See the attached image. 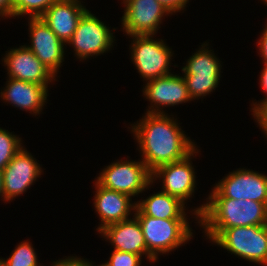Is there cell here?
<instances>
[{
  "instance_id": "cell-1",
  "label": "cell",
  "mask_w": 267,
  "mask_h": 266,
  "mask_svg": "<svg viewBox=\"0 0 267 266\" xmlns=\"http://www.w3.org/2000/svg\"><path fill=\"white\" fill-rule=\"evenodd\" d=\"M142 117L132 124L131 132L139 145L141 160L150 172L159 166L183 160L196 149L195 143L168 113L146 112Z\"/></svg>"
},
{
  "instance_id": "cell-2",
  "label": "cell",
  "mask_w": 267,
  "mask_h": 266,
  "mask_svg": "<svg viewBox=\"0 0 267 266\" xmlns=\"http://www.w3.org/2000/svg\"><path fill=\"white\" fill-rule=\"evenodd\" d=\"M193 211L197 223L205 230L267 225V206L249 199L208 196L207 202Z\"/></svg>"
},
{
  "instance_id": "cell-3",
  "label": "cell",
  "mask_w": 267,
  "mask_h": 266,
  "mask_svg": "<svg viewBox=\"0 0 267 266\" xmlns=\"http://www.w3.org/2000/svg\"><path fill=\"white\" fill-rule=\"evenodd\" d=\"M205 236L223 249L249 262L267 266V225L204 230Z\"/></svg>"
},
{
  "instance_id": "cell-4",
  "label": "cell",
  "mask_w": 267,
  "mask_h": 266,
  "mask_svg": "<svg viewBox=\"0 0 267 266\" xmlns=\"http://www.w3.org/2000/svg\"><path fill=\"white\" fill-rule=\"evenodd\" d=\"M134 216L138 219L147 251L157 260L159 253L166 254L186 244L193 237L187 219H159L144 215L137 207Z\"/></svg>"
},
{
  "instance_id": "cell-5",
  "label": "cell",
  "mask_w": 267,
  "mask_h": 266,
  "mask_svg": "<svg viewBox=\"0 0 267 266\" xmlns=\"http://www.w3.org/2000/svg\"><path fill=\"white\" fill-rule=\"evenodd\" d=\"M205 43L192 54L181 70L192 100L203 98L213 92L221 78V61L215 56L214 51L208 50V43Z\"/></svg>"
},
{
  "instance_id": "cell-6",
  "label": "cell",
  "mask_w": 267,
  "mask_h": 266,
  "mask_svg": "<svg viewBox=\"0 0 267 266\" xmlns=\"http://www.w3.org/2000/svg\"><path fill=\"white\" fill-rule=\"evenodd\" d=\"M153 34L132 35L131 59L139 74L147 82L171 74L173 52L164 40H153Z\"/></svg>"
},
{
  "instance_id": "cell-7",
  "label": "cell",
  "mask_w": 267,
  "mask_h": 266,
  "mask_svg": "<svg viewBox=\"0 0 267 266\" xmlns=\"http://www.w3.org/2000/svg\"><path fill=\"white\" fill-rule=\"evenodd\" d=\"M96 178V182L109 190L135 197L151 187V172L143 161L120 160L108 165Z\"/></svg>"
},
{
  "instance_id": "cell-8",
  "label": "cell",
  "mask_w": 267,
  "mask_h": 266,
  "mask_svg": "<svg viewBox=\"0 0 267 266\" xmlns=\"http://www.w3.org/2000/svg\"><path fill=\"white\" fill-rule=\"evenodd\" d=\"M104 22L87 10L80 18L73 36L67 42L81 60L98 56L113 47L115 36Z\"/></svg>"
},
{
  "instance_id": "cell-9",
  "label": "cell",
  "mask_w": 267,
  "mask_h": 266,
  "mask_svg": "<svg viewBox=\"0 0 267 266\" xmlns=\"http://www.w3.org/2000/svg\"><path fill=\"white\" fill-rule=\"evenodd\" d=\"M209 196H224L264 203L267 206V176L240 168L218 181Z\"/></svg>"
},
{
  "instance_id": "cell-10",
  "label": "cell",
  "mask_w": 267,
  "mask_h": 266,
  "mask_svg": "<svg viewBox=\"0 0 267 266\" xmlns=\"http://www.w3.org/2000/svg\"><path fill=\"white\" fill-rule=\"evenodd\" d=\"M122 3L125 9L121 24L128 36L155 35L163 17L171 15L158 0H123Z\"/></svg>"
},
{
  "instance_id": "cell-11",
  "label": "cell",
  "mask_w": 267,
  "mask_h": 266,
  "mask_svg": "<svg viewBox=\"0 0 267 266\" xmlns=\"http://www.w3.org/2000/svg\"><path fill=\"white\" fill-rule=\"evenodd\" d=\"M198 150L196 148L183 160L156 168L151 172V182L162 179V192L180 199L183 203H187L185 201L190 199L195 192L196 173L192 166L191 157H195L199 152Z\"/></svg>"
},
{
  "instance_id": "cell-12",
  "label": "cell",
  "mask_w": 267,
  "mask_h": 266,
  "mask_svg": "<svg viewBox=\"0 0 267 266\" xmlns=\"http://www.w3.org/2000/svg\"><path fill=\"white\" fill-rule=\"evenodd\" d=\"M41 173L40 164L23 146L2 171L6 202L26 192Z\"/></svg>"
},
{
  "instance_id": "cell-13",
  "label": "cell",
  "mask_w": 267,
  "mask_h": 266,
  "mask_svg": "<svg viewBox=\"0 0 267 266\" xmlns=\"http://www.w3.org/2000/svg\"><path fill=\"white\" fill-rule=\"evenodd\" d=\"M29 20L31 45L27 47L56 76L61 63L64 61L66 44L54 34L40 17L29 18Z\"/></svg>"
},
{
  "instance_id": "cell-14",
  "label": "cell",
  "mask_w": 267,
  "mask_h": 266,
  "mask_svg": "<svg viewBox=\"0 0 267 266\" xmlns=\"http://www.w3.org/2000/svg\"><path fill=\"white\" fill-rule=\"evenodd\" d=\"M145 85L143 95L151 102L147 113H165L162 110L164 106L169 107L192 101L183 76L178 74L171 73L158 77L147 81Z\"/></svg>"
},
{
  "instance_id": "cell-15",
  "label": "cell",
  "mask_w": 267,
  "mask_h": 266,
  "mask_svg": "<svg viewBox=\"0 0 267 266\" xmlns=\"http://www.w3.org/2000/svg\"><path fill=\"white\" fill-rule=\"evenodd\" d=\"M3 57L9 78L48 85L55 81V75L45 67L34 53L26 46L6 51Z\"/></svg>"
},
{
  "instance_id": "cell-16",
  "label": "cell",
  "mask_w": 267,
  "mask_h": 266,
  "mask_svg": "<svg viewBox=\"0 0 267 266\" xmlns=\"http://www.w3.org/2000/svg\"><path fill=\"white\" fill-rule=\"evenodd\" d=\"M98 233L111 242L114 250L125 251L147 256V260L155 263L157 260L147 251L143 231L138 219L133 218L107 225Z\"/></svg>"
},
{
  "instance_id": "cell-17",
  "label": "cell",
  "mask_w": 267,
  "mask_h": 266,
  "mask_svg": "<svg viewBox=\"0 0 267 266\" xmlns=\"http://www.w3.org/2000/svg\"><path fill=\"white\" fill-rule=\"evenodd\" d=\"M87 10L80 0H58L40 18L62 42L67 44Z\"/></svg>"
},
{
  "instance_id": "cell-18",
  "label": "cell",
  "mask_w": 267,
  "mask_h": 266,
  "mask_svg": "<svg viewBox=\"0 0 267 266\" xmlns=\"http://www.w3.org/2000/svg\"><path fill=\"white\" fill-rule=\"evenodd\" d=\"M47 88L48 85L8 77L5 88L0 92V97L12 106L29 111L33 115H39L47 102Z\"/></svg>"
},
{
  "instance_id": "cell-19",
  "label": "cell",
  "mask_w": 267,
  "mask_h": 266,
  "mask_svg": "<svg viewBox=\"0 0 267 266\" xmlns=\"http://www.w3.org/2000/svg\"><path fill=\"white\" fill-rule=\"evenodd\" d=\"M96 194L94 196V207L99 215L101 224L96 229L98 232L107 225L129 219V215L136 209L132 197L113 190L106 189L95 182Z\"/></svg>"
},
{
  "instance_id": "cell-20",
  "label": "cell",
  "mask_w": 267,
  "mask_h": 266,
  "mask_svg": "<svg viewBox=\"0 0 267 266\" xmlns=\"http://www.w3.org/2000/svg\"><path fill=\"white\" fill-rule=\"evenodd\" d=\"M136 207L144 214L159 219H187L185 203L180 199L159 191L146 199L136 202Z\"/></svg>"
},
{
  "instance_id": "cell-21",
  "label": "cell",
  "mask_w": 267,
  "mask_h": 266,
  "mask_svg": "<svg viewBox=\"0 0 267 266\" xmlns=\"http://www.w3.org/2000/svg\"><path fill=\"white\" fill-rule=\"evenodd\" d=\"M32 243L28 240L19 243L9 258L3 259L5 266H41Z\"/></svg>"
},
{
  "instance_id": "cell-22",
  "label": "cell",
  "mask_w": 267,
  "mask_h": 266,
  "mask_svg": "<svg viewBox=\"0 0 267 266\" xmlns=\"http://www.w3.org/2000/svg\"><path fill=\"white\" fill-rule=\"evenodd\" d=\"M58 0H13V17L29 14L28 18L41 17Z\"/></svg>"
},
{
  "instance_id": "cell-23",
  "label": "cell",
  "mask_w": 267,
  "mask_h": 266,
  "mask_svg": "<svg viewBox=\"0 0 267 266\" xmlns=\"http://www.w3.org/2000/svg\"><path fill=\"white\" fill-rule=\"evenodd\" d=\"M21 139L0 128V170L3 171L14 155L23 147Z\"/></svg>"
},
{
  "instance_id": "cell-24",
  "label": "cell",
  "mask_w": 267,
  "mask_h": 266,
  "mask_svg": "<svg viewBox=\"0 0 267 266\" xmlns=\"http://www.w3.org/2000/svg\"><path fill=\"white\" fill-rule=\"evenodd\" d=\"M142 257L125 251L113 250L106 266H141Z\"/></svg>"
},
{
  "instance_id": "cell-25",
  "label": "cell",
  "mask_w": 267,
  "mask_h": 266,
  "mask_svg": "<svg viewBox=\"0 0 267 266\" xmlns=\"http://www.w3.org/2000/svg\"><path fill=\"white\" fill-rule=\"evenodd\" d=\"M254 105V106H253ZM252 115L256 119V122L262 128L263 132L267 133V99H263L260 102H253Z\"/></svg>"
},
{
  "instance_id": "cell-26",
  "label": "cell",
  "mask_w": 267,
  "mask_h": 266,
  "mask_svg": "<svg viewBox=\"0 0 267 266\" xmlns=\"http://www.w3.org/2000/svg\"><path fill=\"white\" fill-rule=\"evenodd\" d=\"M168 11L173 14L185 9L187 2L189 0H158Z\"/></svg>"
},
{
  "instance_id": "cell-27",
  "label": "cell",
  "mask_w": 267,
  "mask_h": 266,
  "mask_svg": "<svg viewBox=\"0 0 267 266\" xmlns=\"http://www.w3.org/2000/svg\"><path fill=\"white\" fill-rule=\"evenodd\" d=\"M56 266H90V262L84 258L69 256L56 261Z\"/></svg>"
},
{
  "instance_id": "cell-28",
  "label": "cell",
  "mask_w": 267,
  "mask_h": 266,
  "mask_svg": "<svg viewBox=\"0 0 267 266\" xmlns=\"http://www.w3.org/2000/svg\"><path fill=\"white\" fill-rule=\"evenodd\" d=\"M259 53L263 59L264 65H267V24L265 25L264 31L258 40Z\"/></svg>"
},
{
  "instance_id": "cell-29",
  "label": "cell",
  "mask_w": 267,
  "mask_h": 266,
  "mask_svg": "<svg viewBox=\"0 0 267 266\" xmlns=\"http://www.w3.org/2000/svg\"><path fill=\"white\" fill-rule=\"evenodd\" d=\"M0 17H13V0H0Z\"/></svg>"
},
{
  "instance_id": "cell-30",
  "label": "cell",
  "mask_w": 267,
  "mask_h": 266,
  "mask_svg": "<svg viewBox=\"0 0 267 266\" xmlns=\"http://www.w3.org/2000/svg\"><path fill=\"white\" fill-rule=\"evenodd\" d=\"M260 79V86L264 93H266V97L264 99H267V65H264L263 70L261 71Z\"/></svg>"
},
{
  "instance_id": "cell-31",
  "label": "cell",
  "mask_w": 267,
  "mask_h": 266,
  "mask_svg": "<svg viewBox=\"0 0 267 266\" xmlns=\"http://www.w3.org/2000/svg\"><path fill=\"white\" fill-rule=\"evenodd\" d=\"M0 197H2L1 200L6 201L4 199V194H3V174L1 170H0Z\"/></svg>"
},
{
  "instance_id": "cell-32",
  "label": "cell",
  "mask_w": 267,
  "mask_h": 266,
  "mask_svg": "<svg viewBox=\"0 0 267 266\" xmlns=\"http://www.w3.org/2000/svg\"><path fill=\"white\" fill-rule=\"evenodd\" d=\"M0 266H5L4 261L2 258H0Z\"/></svg>"
},
{
  "instance_id": "cell-33",
  "label": "cell",
  "mask_w": 267,
  "mask_h": 266,
  "mask_svg": "<svg viewBox=\"0 0 267 266\" xmlns=\"http://www.w3.org/2000/svg\"><path fill=\"white\" fill-rule=\"evenodd\" d=\"M90 266H93L92 261L90 262ZM97 266H106V265L103 263V264H100V265H97Z\"/></svg>"
},
{
  "instance_id": "cell-34",
  "label": "cell",
  "mask_w": 267,
  "mask_h": 266,
  "mask_svg": "<svg viewBox=\"0 0 267 266\" xmlns=\"http://www.w3.org/2000/svg\"><path fill=\"white\" fill-rule=\"evenodd\" d=\"M41 266H43V265H41ZM51 266H56V261H55V262H53V264H52Z\"/></svg>"
},
{
  "instance_id": "cell-35",
  "label": "cell",
  "mask_w": 267,
  "mask_h": 266,
  "mask_svg": "<svg viewBox=\"0 0 267 266\" xmlns=\"http://www.w3.org/2000/svg\"><path fill=\"white\" fill-rule=\"evenodd\" d=\"M261 1H263L266 4V6H267V0H261Z\"/></svg>"
}]
</instances>
